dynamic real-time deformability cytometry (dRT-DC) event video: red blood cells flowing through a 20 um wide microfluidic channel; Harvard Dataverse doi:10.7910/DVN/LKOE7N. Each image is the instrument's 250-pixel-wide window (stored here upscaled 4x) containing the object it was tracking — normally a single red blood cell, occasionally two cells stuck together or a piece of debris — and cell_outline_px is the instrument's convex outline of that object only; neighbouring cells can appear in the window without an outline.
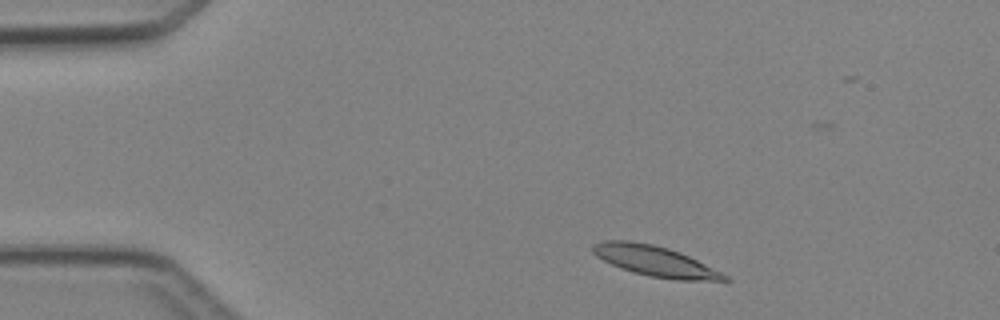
{"species": "Egyptian fruit bat (a non-hibernating species)", "species_latin": "Rousettus aegyptiacus", "temperature_condition": "cold", "stored_images_in_passage": 3, "camera_frame_rate_fps": 3000, "um_per_image_px": 0.085, "animal": {"sex": "female"}, "frame": {"image": 1, "passage_image": 1, "time_ms": 0.0, "image_size_px": [1000, 320], "cell_outline_px": [[732, 280], [676, 280], [648, 276], [632, 272], [620, 268], [596, 256], [592, 252], [592, 244], [604, 240], [628, 240], [652, 244], [668, 248], [680, 252], [728, 276]], "centroid_in_image_um": [55.62, 22.18], "position_along_channel_um": 29.4, "area_um2": 23.12}}
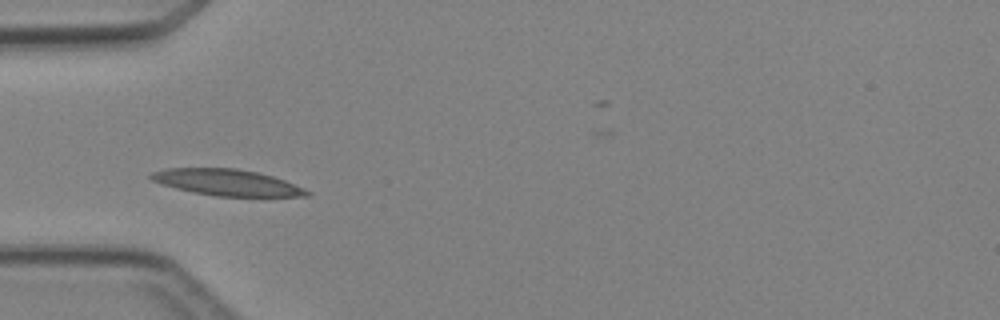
{"frame": {"image": 2, "passage_image": 3, "time_ms": 2.333, "image_size_px": [1000, 320], "cell_outline_px": [[312, 196], [216, 196], [192, 192], [160, 184], [152, 180], [148, 176], [152, 172], [168, 168], [236, 168], [256, 172], [272, 176], [284, 180], [304, 188], [312, 192]], "centroid_in_image_um": [19.29, 15.51], "position_along_channel_um": 65.7, "area_um2": 23.81}}